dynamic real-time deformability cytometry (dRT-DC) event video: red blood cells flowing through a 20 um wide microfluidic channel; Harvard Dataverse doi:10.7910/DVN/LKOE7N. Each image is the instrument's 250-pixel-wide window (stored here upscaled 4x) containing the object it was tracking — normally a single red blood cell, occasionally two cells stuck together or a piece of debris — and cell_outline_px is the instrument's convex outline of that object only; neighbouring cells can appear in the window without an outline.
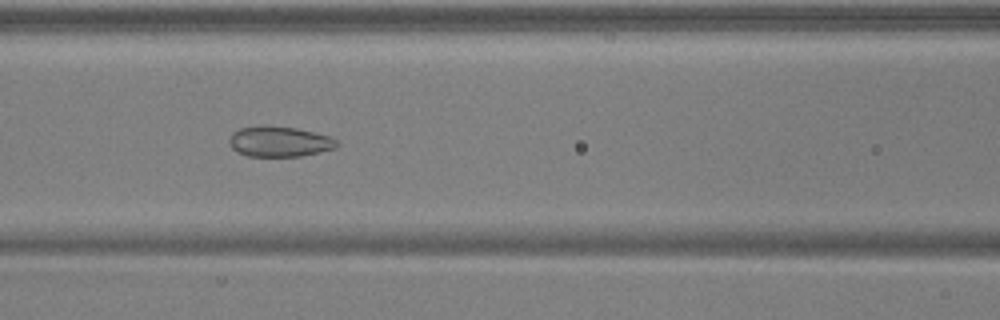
{"species": "common noctule bat (a hibernating species)", "species_latin": "Nyctalus noctula", "temperature_condition": "warm", "stored_images_in_passage": 46, "camera_frame_rate_fps": 3000, "um_per_image_px": 0.085, "animal": {"sex": "male", "body_mass_g": 17.9, "forearm_length_mm": 54.2}, "frame": {"image": 1, "passage_image": 17, "time_ms": 5.333, "image_size_px": [1000, 320], "cell_outline_px": [[340, 144], [336, 148], [320, 152], [300, 156], [248, 156], [236, 152], [232, 148], [228, 140], [232, 132], [240, 128], [296, 128], [328, 136], [336, 140]], "centroid_in_image_um": [23.76, 12.08], "position_along_channel_um": 142.8, "area_um2": 18.44}}
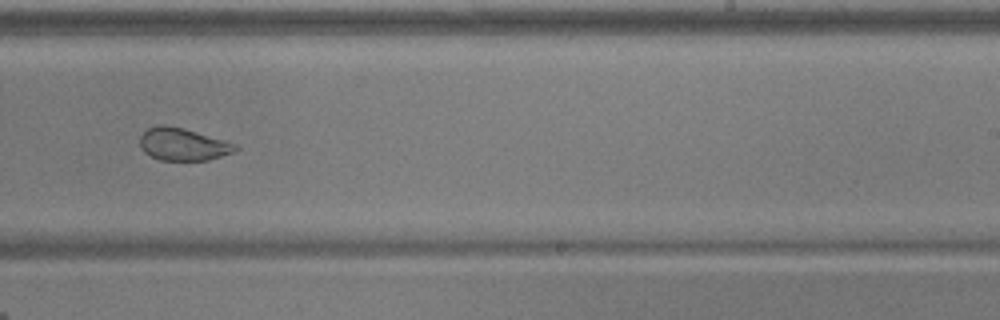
{"frame": {"image": 2, "passage_image": 27, "time_ms": 8.667, "image_size_px": [1000, 320], "cell_outline_px": [[240, 148], [232, 152], [208, 160], [160, 160], [144, 152], [140, 148], [140, 136], [148, 128], [160, 124], [164, 124], [184, 128], [224, 140], [236, 144]], "centroid_in_image_um": [15.53, 12.26], "position_along_channel_um": 273.5, "area_um2": 17.98}}
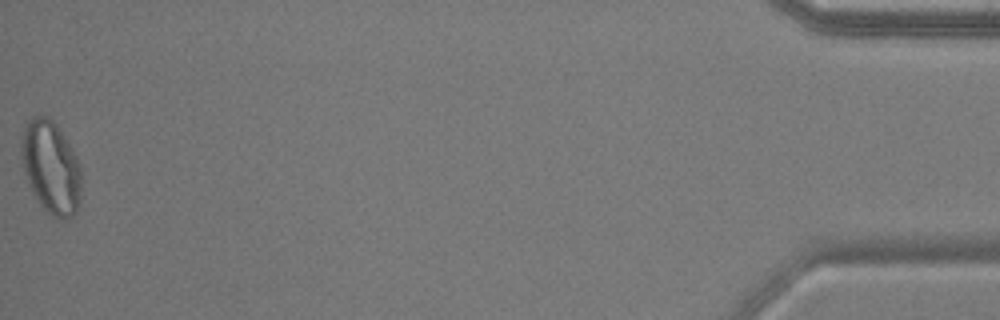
{"frame": {"image": 3, "passage_image": 46, "time_ms": 15.0, "image_size_px": [1000, 320], "cell_outline_px": [[80, 200], [76, 212], [72, 216], [64, 220], [60, 220], [52, 216], [40, 204], [28, 184], [24, 172], [20, 152], [24, 128], [28, 120], [32, 116], [48, 116], [56, 124], [76, 156], [80, 168]], "centroid_in_image_um": [4.32, 14.23], "position_along_channel_um": 430.9, "area_um2": 32.25}, "authors_computed_cell_mechanics": {"area_um2": 23.9581, "velocity_mm_per_s": 3.9268, "shape_relaxation_time_tau1_ms": null, "shape_relaxation_time_tau2_ms": 0.8615, "deformation_change_tau1": null, "deformation_change_tau2": 0.0662}}